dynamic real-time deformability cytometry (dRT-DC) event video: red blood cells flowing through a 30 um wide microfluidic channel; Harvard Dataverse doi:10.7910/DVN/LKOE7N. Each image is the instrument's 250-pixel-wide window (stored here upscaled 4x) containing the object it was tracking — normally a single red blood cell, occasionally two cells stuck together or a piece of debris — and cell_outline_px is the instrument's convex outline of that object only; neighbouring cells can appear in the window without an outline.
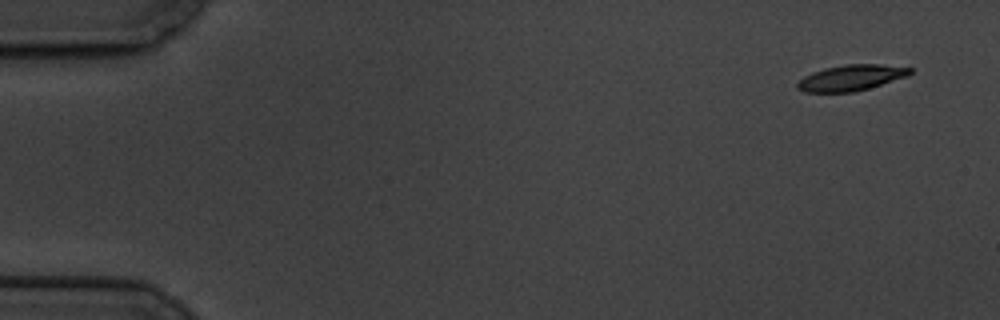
{"species": "common noctule bat (a hibernating species)", "species_latin": "Nyctalus noctula", "temperature_condition": "cold", "stored_images_in_passage": 5, "camera_frame_rate_fps": 3000, "um_per_image_px": 0.085, "animal": {"sex": "male", "body_mass_g": 19.5, "forearm_length_mm": 54.6}, "frame": {"image": 1, "passage_image": 1, "time_ms": 0.0, "image_size_px": [1000, 320], "cell_outline_px": [[912, 72], [908, 76], [868, 88], [852, 92], [804, 92], [796, 88], [796, 84], [804, 76], [812, 72], [824, 68], [848, 64], [880, 64], [912, 68]], "centroid_in_image_um": [72.32, 6.61], "position_along_channel_um": 12.7, "area_um2": 16.88}}